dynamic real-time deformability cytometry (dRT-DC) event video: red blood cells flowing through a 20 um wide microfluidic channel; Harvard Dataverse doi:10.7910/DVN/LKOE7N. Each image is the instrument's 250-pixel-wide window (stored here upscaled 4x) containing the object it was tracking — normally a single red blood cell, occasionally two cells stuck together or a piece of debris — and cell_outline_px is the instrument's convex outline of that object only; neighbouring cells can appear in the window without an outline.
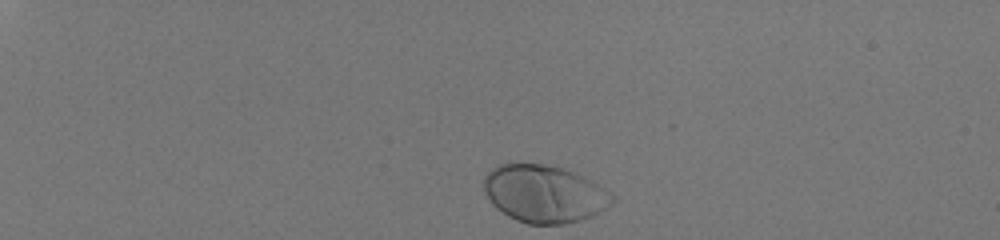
{"species": "human", "species_latin": "Homo sapiens", "temperature_condition": "room temperature", "stored_images_in_passage": 36, "camera_frame_rate_fps": 3000, "um_per_image_px": 0.085, "donor": {"sex": "male"}, "frame": {"image": 1, "passage_image": 1, "time_ms": 0.0, "image_size_px": [1000, 240], "cell_outline_px": [[616, 200], [612, 204], [600, 212], [592, 216], [580, 220], [564, 224], [528, 224], [516, 220], [508, 216], [496, 208], [492, 204], [484, 192], [484, 176], [492, 168], [508, 160], [544, 164], [564, 168], [612, 192], [616, 196]], "centroid_in_image_um": [46.23, 16.45], "position_along_channel_um": 38.8, "area_um2": 43.64}}
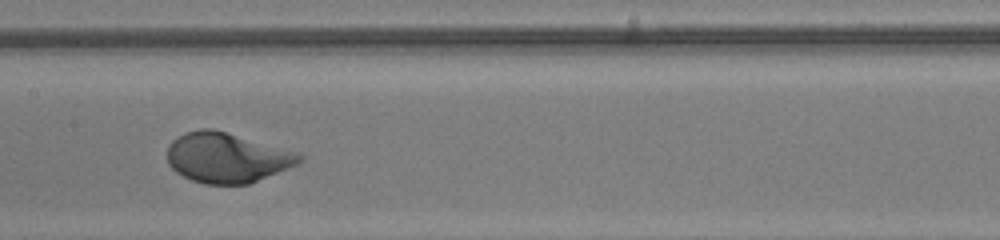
{"frame": {"image": 2, "passage_image": 20, "time_ms": 6.333, "image_size_px": [1000, 240], "cell_outline_px": [[304, 160], [300, 164], [248, 184], [204, 184], [192, 180], [176, 172], [168, 164], [168, 144], [176, 136], [184, 132], [200, 128], [212, 128], [296, 152], [304, 156]], "centroid_in_image_um": [19.28, 13.4], "position_along_channel_um": 188.1, "area_um2": 38.55}}
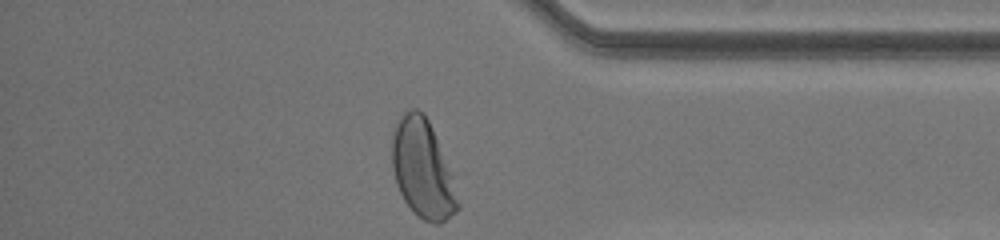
{"frame": {"image": 3, "passage_image": 36, "time_ms": 11.667, "image_size_px": [1000, 240], "cell_outline_px": [[460, 208], [456, 212], [440, 224], [436, 224], [424, 220], [416, 216], [404, 200], [396, 184], [392, 168], [392, 132], [400, 116], [404, 112], [412, 108], [416, 108], [424, 112], [432, 128], [452, 172], [460, 204]], "centroid_in_image_um": [35.93, 14.37], "position_along_channel_um": 399.3, "area_um2": 38.03}, "authors_computed_cell_mechanics": {"area_um2": 39.1306, "velocity_mm_per_s": 4.0472, "shape_relaxation_time_tau1_ms": 1.9862, "shape_relaxation_time_tau2_ms": null, "deformation_change_tau1": 0.1709, "deformation_change_tau2": null}}